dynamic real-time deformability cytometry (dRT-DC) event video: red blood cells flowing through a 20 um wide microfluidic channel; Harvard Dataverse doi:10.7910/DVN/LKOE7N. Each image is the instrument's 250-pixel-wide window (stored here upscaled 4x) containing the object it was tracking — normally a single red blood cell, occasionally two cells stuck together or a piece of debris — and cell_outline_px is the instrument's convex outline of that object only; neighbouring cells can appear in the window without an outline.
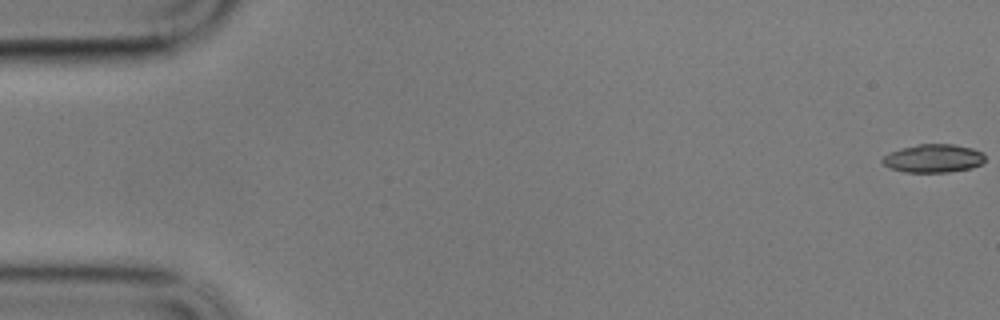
{"species": "common noctule bat (a hibernating species)", "species_latin": "Nyctalus noctula", "temperature_condition": "cold", "stored_images_in_passage": 59, "camera_frame_rate_fps": 3000, "um_per_image_px": 0.085, "animal": {"sex": "male", "body_mass_g": 17.9}, "frame": {"image": 1, "passage_image": 1, "time_ms": 0.0, "image_size_px": [1000, 320], "cell_outline_px": [[984, 160], [980, 164], [972, 168], [948, 172], [904, 172], [892, 168], [884, 164], [880, 160], [888, 152], [900, 148], [920, 144], [952, 144], [972, 148], [984, 152]], "centroid_in_image_um": [79.33, 13.45], "position_along_channel_um": 5.7, "area_um2": 16.94}}
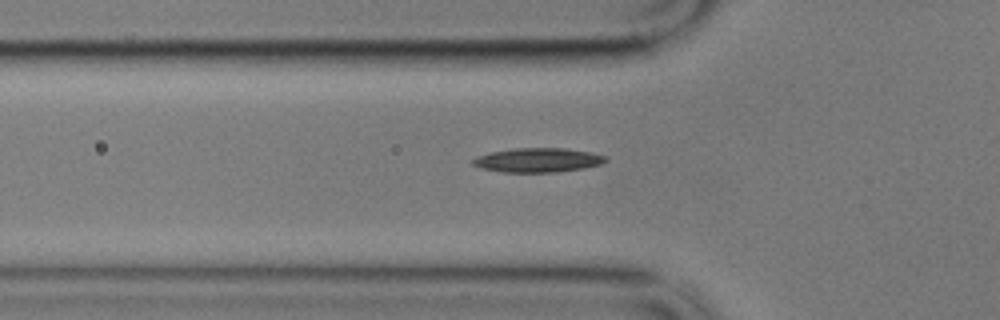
{"frame": {"image": 2, "passage_image": 20, "time_ms": 6.333, "image_size_px": [1000, 320], "cell_outline_px": [[608, 160], [600, 164], [584, 168], [556, 172], [504, 172], [480, 168], [472, 164], [472, 160], [476, 156], [488, 152], [516, 148], [564, 148], [592, 152], [604, 156]], "centroid_in_image_um": [45.69, 13.6], "position_along_channel_um": 80.1, "area_um2": 18.79}}
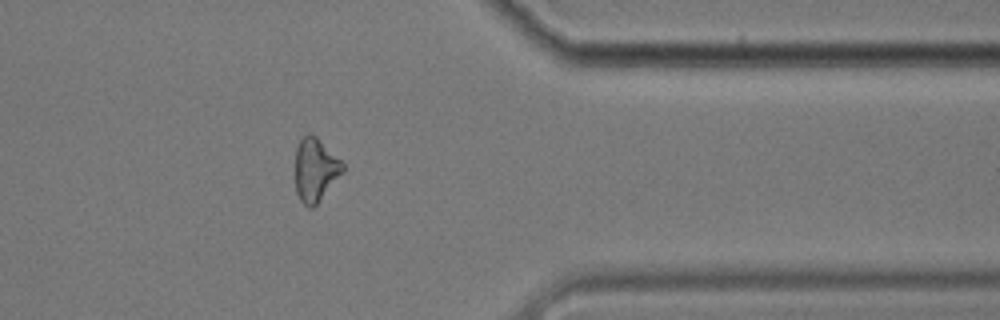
{"frame": {"image": 3, "passage_image": 48, "time_ms": 15.667, "image_size_px": [1000, 320], "cell_outline_px": [[344, 172], [316, 204], [312, 208], [308, 208], [300, 200], [296, 192], [296, 148], [300, 140], [304, 136], [316, 136], [344, 164]], "centroid_in_image_um": [26.81, 14.46], "position_along_channel_um": 384.6, "area_um2": 17.17}, "authors_computed_cell_mechanics": {"area_um2": 17.918, "velocity_mm_per_s": 3.4068, "shape_relaxation_time_tau1_ms": 5.1289, "shape_relaxation_time_tau2_ms": 10.8119, "deformation_change_tau1": 0.1374, "deformation_change_tau2": 0.2368}}